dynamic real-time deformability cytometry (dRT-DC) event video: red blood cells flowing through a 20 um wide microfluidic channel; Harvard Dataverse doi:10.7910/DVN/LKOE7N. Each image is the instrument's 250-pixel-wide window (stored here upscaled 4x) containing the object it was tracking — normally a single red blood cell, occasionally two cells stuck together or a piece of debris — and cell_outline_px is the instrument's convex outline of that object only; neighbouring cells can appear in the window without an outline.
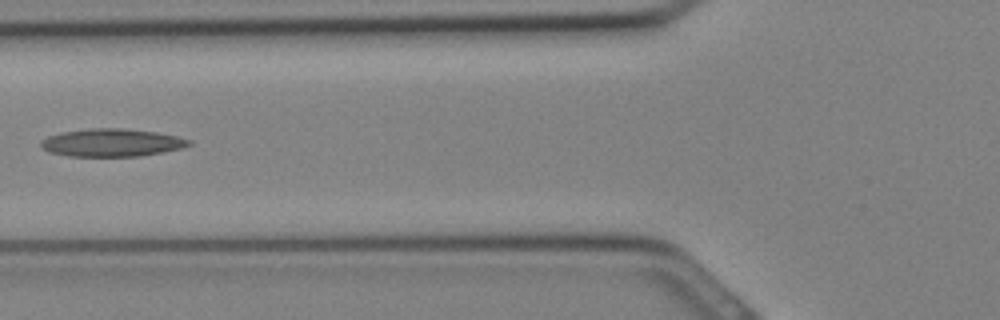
{"species": "Egyptian fruit bat (a non-hibernating species)", "species_latin": "Rousettus aegyptiacus", "temperature_condition": "cold", "stored_images_in_passage": 13, "camera_frame_rate_fps": 3000, "um_per_image_px": 0.085, "animal": {"sex": "female"}, "frame": {"image": 1, "passage_image": 8, "time_ms": 2.333, "image_size_px": [1000, 320], "cell_outline_px": [[192, 144], [184, 148], [164, 152], [140, 156], [68, 156], [48, 152], [40, 144], [40, 140], [48, 136], [64, 132], [92, 128], [124, 128], [156, 132], [176, 136], [192, 140]], "centroid_in_image_um": [9.54, 12.13], "position_along_channel_um": 116.3, "area_um2": 24.04}}
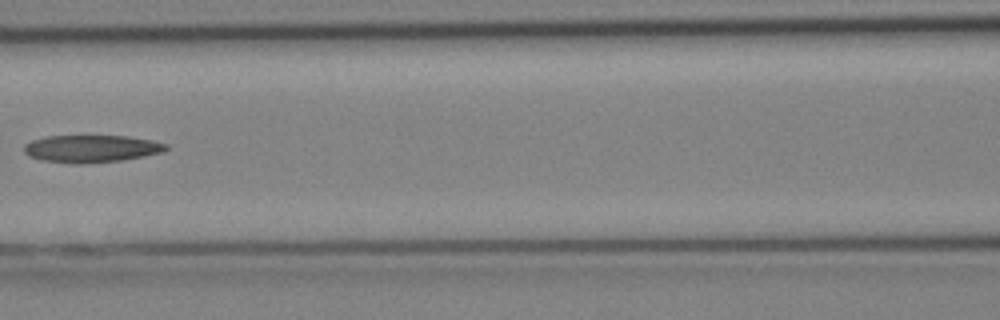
{"frame": {"image": 2, "passage_image": 10, "time_ms": 3.0, "image_size_px": [1000, 320], "cell_outline_px": [[168, 148], [164, 152], [144, 156], [120, 160], [80, 164], [76, 164], [40, 160], [28, 156], [24, 152], [24, 144], [32, 140], [48, 136], [128, 136], [152, 140], [168, 144]], "centroid_in_image_um": [7.76, 12.64], "position_along_channel_um": 158.8, "area_um2": 22.72}}
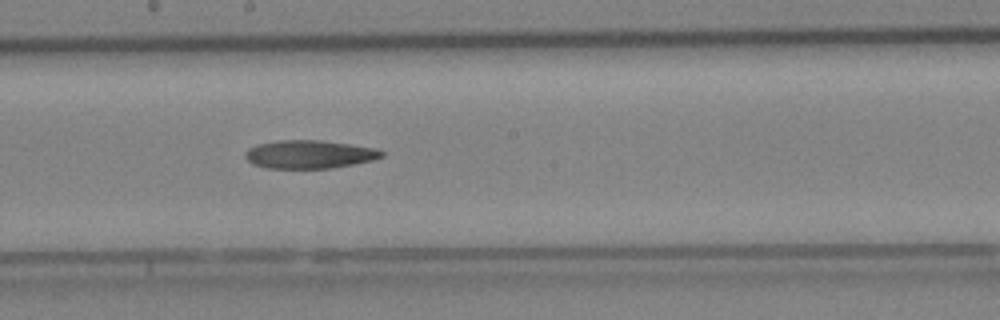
{"frame": {"image": 3, "passage_image": 13, "time_ms": 4.0, "image_size_px": [1000, 320], "cell_outline_px": [[384, 156], [372, 160], [332, 168], [268, 168], [252, 164], [244, 156], [244, 152], [248, 148], [256, 144], [276, 140], [320, 140], [352, 144], [376, 148], [384, 152]], "centroid_in_image_um": [26.27, 13.11], "position_along_channel_um": 221.9, "area_um2": 22.6}}